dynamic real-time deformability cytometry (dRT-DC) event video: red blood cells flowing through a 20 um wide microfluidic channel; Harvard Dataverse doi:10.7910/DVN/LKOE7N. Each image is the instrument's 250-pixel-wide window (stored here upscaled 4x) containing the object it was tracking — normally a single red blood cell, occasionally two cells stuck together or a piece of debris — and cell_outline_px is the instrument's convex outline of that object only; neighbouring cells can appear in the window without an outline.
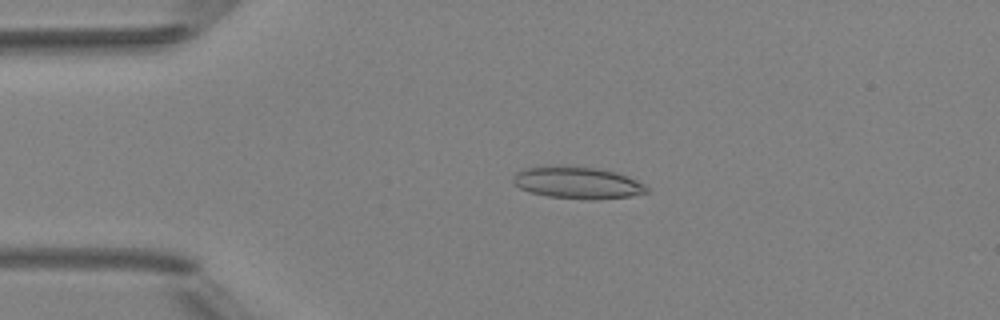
{"species": "Egyptian fruit bat (a non-hibernating species)", "species_latin": "Rousettus aegyptiacus", "temperature_condition": "room temperature", "stored_images_in_passage": 4, "camera_frame_rate_fps": 3000, "um_per_image_px": 0.085, "animal": {"sex": "female"}, "frame": {"image": 1, "passage_image": 3, "time_ms": 3.333, "image_size_px": [1000, 320], "cell_outline_px": [[648, 192], [628, 196], [596, 200], [588, 200], [548, 196], [528, 192], [512, 184], [512, 180], [516, 172], [524, 168], [544, 164], [596, 168], [616, 172], [636, 180], [644, 184], [648, 188]], "centroid_in_image_um": [49.01, 15.52], "position_along_channel_um": 36.0, "area_um2": 25.2}}